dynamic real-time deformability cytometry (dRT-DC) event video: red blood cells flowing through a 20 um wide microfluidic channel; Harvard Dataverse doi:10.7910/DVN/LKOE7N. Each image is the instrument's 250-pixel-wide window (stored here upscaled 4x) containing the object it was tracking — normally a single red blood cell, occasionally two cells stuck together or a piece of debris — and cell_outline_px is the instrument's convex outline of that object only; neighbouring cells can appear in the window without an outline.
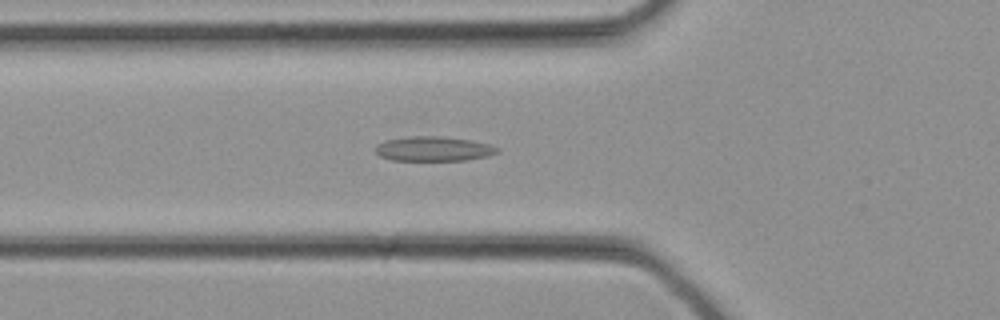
{"species": "common noctule bat (a hibernating species)", "species_latin": "Nyctalus noctula", "temperature_condition": "cold", "stored_images_in_passage": 29, "camera_frame_rate_fps": 3000, "um_per_image_px": 0.085, "animal": {"sex": "female", "body_mass_g": 21.9}, "frame": {"image": 1, "passage_image": 8, "time_ms": 2.333, "image_size_px": [1000, 320], "cell_outline_px": [[500, 152], [488, 156], [468, 160], [392, 160], [380, 156], [376, 152], [376, 144], [384, 140], [408, 136], [444, 136], [472, 140], [488, 144], [500, 148]], "centroid_in_image_um": [36.87, 12.64], "position_along_channel_um": 88.9, "area_um2": 17.69}}
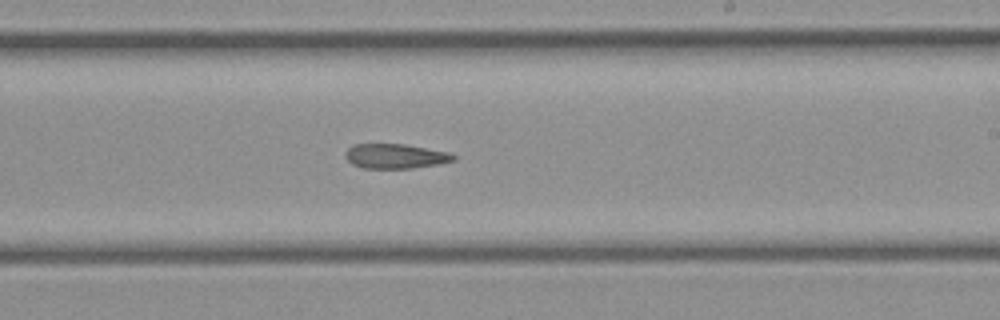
{"frame": {"image": 2, "passage_image": 16, "time_ms": 5.0, "image_size_px": [1000, 320], "cell_outline_px": [[456, 160], [436, 164], [412, 168], [364, 168], [352, 164], [344, 156], [344, 152], [352, 144], [404, 144], [448, 152], [456, 156]], "centroid_in_image_um": [33.57, 13.27], "position_along_channel_um": 255.4, "area_um2": 15.49}}
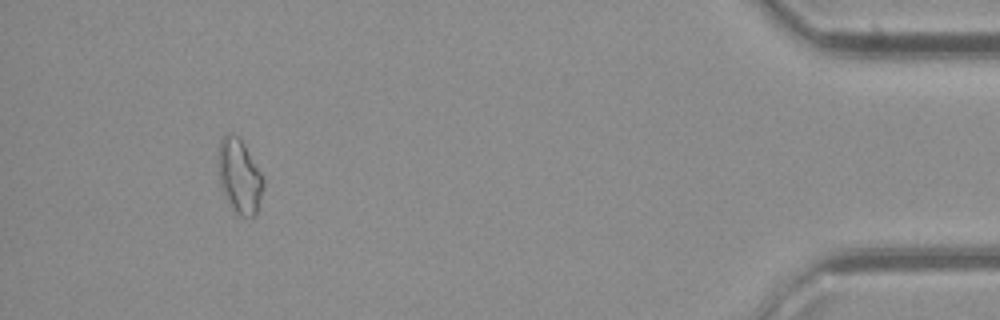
{"frame": {"image": 3, "passage_image": 27, "time_ms": 8.667, "image_size_px": [1000, 320], "cell_outline_px": [[264, 188], [256, 212], [252, 216], [240, 216], [232, 208], [224, 196], [220, 188], [216, 160], [220, 136], [228, 132], [232, 132], [244, 144], [260, 172], [264, 180]], "centroid_in_image_um": [20.29, 14.93], "position_along_channel_um": 414.9, "area_um2": 19.83}}